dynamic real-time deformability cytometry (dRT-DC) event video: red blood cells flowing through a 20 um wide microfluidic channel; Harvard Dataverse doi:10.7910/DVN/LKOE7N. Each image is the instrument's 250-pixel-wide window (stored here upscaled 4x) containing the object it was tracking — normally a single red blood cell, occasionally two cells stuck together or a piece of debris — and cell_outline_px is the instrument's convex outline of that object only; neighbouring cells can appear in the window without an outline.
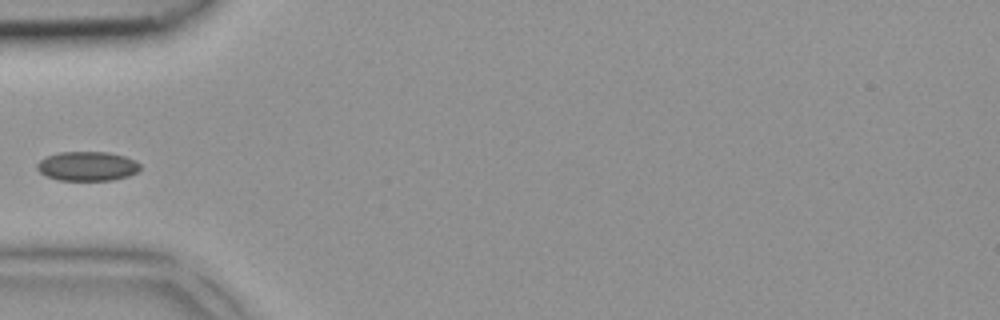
{"species": "common noctule bat (a hibernating species)", "species_latin": "Nyctalus noctula", "temperature_condition": "room temperature", "stored_images_in_passage": 3, "camera_frame_rate_fps": 3000, "um_per_image_px": 0.085, "animal": {"sex": "female", "body_mass_g": 18.4}, "frame": {"image": 1, "passage_image": 3, "time_ms": 0.667, "image_size_px": [1000, 320], "cell_outline_px": [[140, 168], [136, 172], [128, 176], [112, 180], [60, 180], [44, 176], [36, 168], [36, 164], [40, 160], [48, 156], [60, 152], [108, 152], [124, 156], [136, 160], [140, 164]], "centroid_in_image_um": [7.41, 14.12], "position_along_channel_um": 77.6, "area_um2": 17.63}}